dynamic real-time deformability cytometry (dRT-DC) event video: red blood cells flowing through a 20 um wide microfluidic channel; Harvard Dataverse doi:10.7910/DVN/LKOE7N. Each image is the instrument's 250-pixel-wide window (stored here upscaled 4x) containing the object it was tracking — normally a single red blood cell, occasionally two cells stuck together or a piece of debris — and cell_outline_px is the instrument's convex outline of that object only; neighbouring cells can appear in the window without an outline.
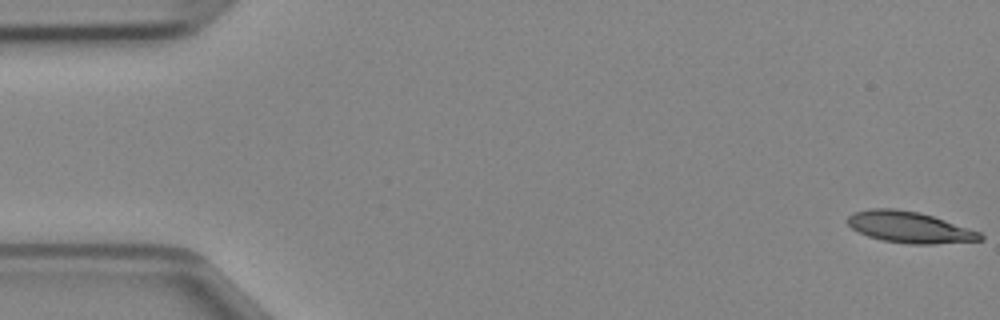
{"species": "Egyptian fruit bat (a non-hibernating species)", "species_latin": "Rousettus aegyptiacus", "temperature_condition": "cold", "stored_images_in_passage": 47, "camera_frame_rate_fps": 3000, "um_per_image_px": 0.085, "animal": {"sex": "female"}, "frame": {"image": 1, "passage_image": 1, "time_ms": 0.0, "image_size_px": [1000, 320], "cell_outline_px": [[984, 240], [936, 244], [908, 244], [884, 240], [868, 236], [852, 228], [848, 224], [848, 216], [852, 212], [872, 208], [892, 208], [920, 212], [980, 232], [984, 236]], "centroid_in_image_um": [77.31, 19.31], "position_along_channel_um": 7.7, "area_um2": 24.04}}
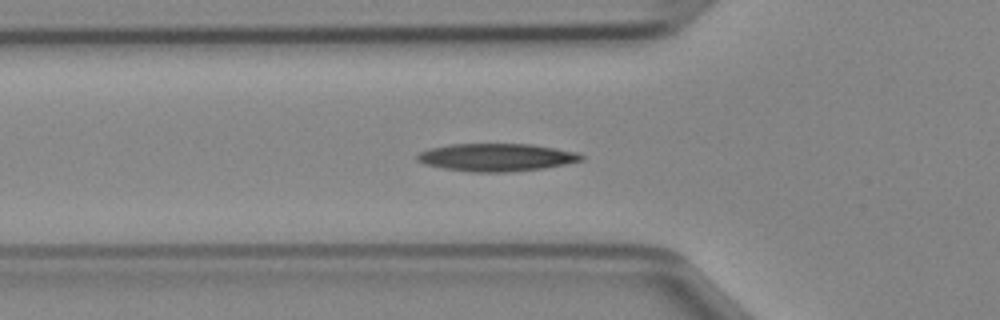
{"frame": {"image": 2, "passage_image": 16, "time_ms": 5.0, "image_size_px": [1000, 320], "cell_outline_px": [[584, 160], [544, 168], [508, 172], [476, 172], [444, 168], [424, 164], [416, 160], [416, 156], [420, 152], [428, 148], [448, 144], [532, 144], [556, 148], [576, 152], [584, 156]], "centroid_in_image_um": [42.18, 13.36], "position_along_channel_um": 83.6, "area_um2": 26.53}}
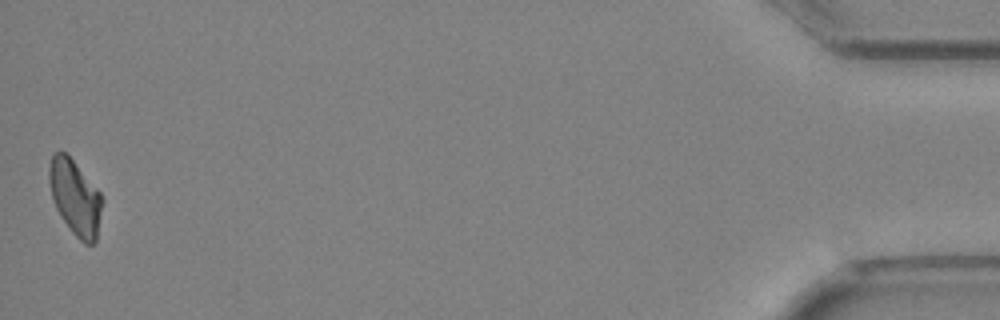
{"frame": {"image": 3, "passage_image": 47, "time_ms": 15.333, "image_size_px": [1000, 320], "cell_outline_px": [[104, 200], [96, 240], [92, 244], [84, 244], [72, 232], [56, 208], [52, 196], [48, 180], [48, 168], [52, 152], [64, 152], [72, 160], [100, 192]], "centroid_in_image_um": [6.39, 16.79], "position_along_channel_um": 428.8, "area_um2": 23.06}}